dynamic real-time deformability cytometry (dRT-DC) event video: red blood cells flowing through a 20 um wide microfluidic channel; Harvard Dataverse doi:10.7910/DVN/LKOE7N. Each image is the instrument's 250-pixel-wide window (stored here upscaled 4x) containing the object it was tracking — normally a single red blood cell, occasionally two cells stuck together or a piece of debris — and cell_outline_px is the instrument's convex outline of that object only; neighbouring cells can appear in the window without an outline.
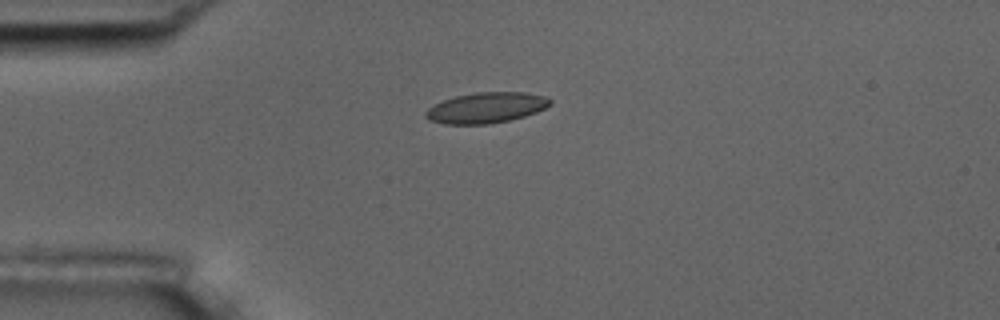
{"species": "common noctule bat (a hibernating species)", "species_latin": "Nyctalus noctula", "temperature_condition": "room temperature", "stored_images_in_passage": 4, "camera_frame_rate_fps": 3000, "um_per_image_px": 0.085, "animal": {"sex": "male", "body_mass_g": 17.5, "forearm_length_mm": 52.3}, "frame": {"image": 1, "passage_image": 1, "time_ms": 0.0, "image_size_px": [1000, 320], "cell_outline_px": [[552, 104], [536, 112], [524, 116], [508, 120], [488, 124], [444, 124], [428, 120], [424, 116], [424, 112], [428, 108], [444, 100], [456, 96], [476, 92], [524, 92], [544, 96], [552, 100]], "centroid_in_image_um": [41.31, 9.16], "position_along_channel_um": 43.7, "area_um2": 22.14}}